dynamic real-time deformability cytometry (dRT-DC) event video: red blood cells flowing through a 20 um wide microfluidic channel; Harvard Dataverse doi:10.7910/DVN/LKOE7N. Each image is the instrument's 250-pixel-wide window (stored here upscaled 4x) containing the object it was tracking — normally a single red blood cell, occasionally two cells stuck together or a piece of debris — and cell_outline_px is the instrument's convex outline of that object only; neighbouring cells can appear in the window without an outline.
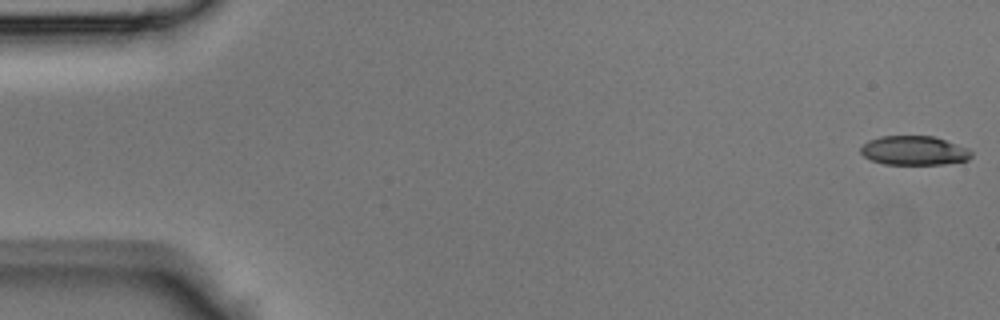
{"species": "Egyptian fruit bat (a non-hibernating species)", "species_latin": "Rousettus aegyptiacus", "temperature_condition": "room temperature", "stored_images_in_passage": 44, "camera_frame_rate_fps": 3000, "um_per_image_px": 0.085, "animal": {"sex": "male"}, "frame": {"image": 1, "passage_image": 1, "time_ms": 0.0, "image_size_px": [1000, 320], "cell_outline_px": [[972, 156], [968, 160], [944, 164], [884, 164], [872, 160], [864, 156], [860, 152], [860, 148], [868, 140], [880, 136], [936, 136], [968, 148], [972, 152]], "centroid_in_image_um": [77.71, 12.79], "position_along_channel_um": 7.3, "area_um2": 18.9}}